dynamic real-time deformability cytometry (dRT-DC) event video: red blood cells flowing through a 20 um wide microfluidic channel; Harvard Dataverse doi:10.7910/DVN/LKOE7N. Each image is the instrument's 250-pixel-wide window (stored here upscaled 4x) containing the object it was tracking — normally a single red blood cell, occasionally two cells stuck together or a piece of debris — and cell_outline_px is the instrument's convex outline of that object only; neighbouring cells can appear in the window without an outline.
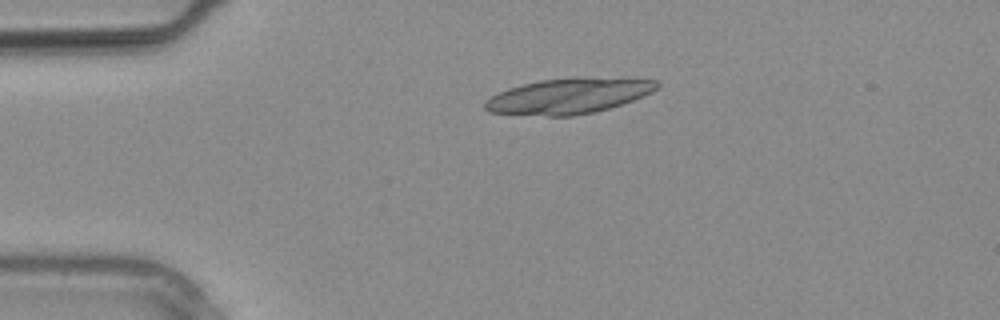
{"species": "common noctule bat (a hibernating species)", "species_latin": "Nyctalus noctula", "temperature_condition": "warm", "stored_images_in_passage": 10, "camera_frame_rate_fps": 3000, "um_per_image_px": 0.085, "animal": {"sex": "male", "body_mass_g": 20.4}, "frame": {"image": 1, "passage_image": 6, "time_ms": 1.667, "image_size_px": [1000, 320], "cell_outline_px": [[660, 84], [652, 92], [644, 96], [608, 108], [592, 112], [572, 116], [548, 116], [488, 112], [484, 108], [484, 100], [508, 88], [540, 80], [660, 80]], "centroid_in_image_um": [48.23, 8.21], "position_along_channel_um": 36.8, "area_um2": 33.87}}